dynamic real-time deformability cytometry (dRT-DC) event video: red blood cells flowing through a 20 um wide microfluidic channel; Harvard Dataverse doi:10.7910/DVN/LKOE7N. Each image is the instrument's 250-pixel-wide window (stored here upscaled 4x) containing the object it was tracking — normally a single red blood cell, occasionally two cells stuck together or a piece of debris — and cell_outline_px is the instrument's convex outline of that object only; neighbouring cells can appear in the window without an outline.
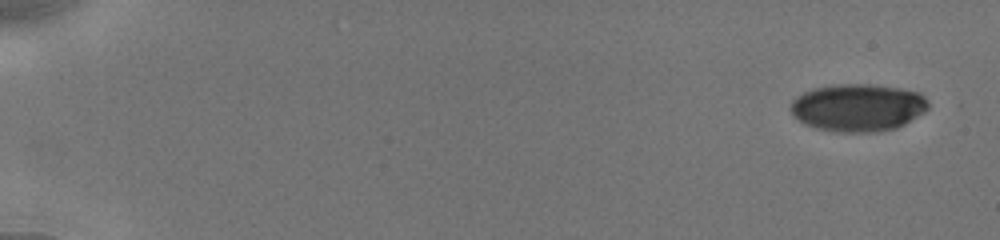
{"species": "human", "species_latin": "Homo sapiens", "temperature_condition": "cold", "stored_images_in_passage": 8, "camera_frame_rate_fps": 3000, "um_per_image_px": 0.085, "donor": {"sex": "male"}, "frame": {"image": 1, "passage_image": 1, "time_ms": 0.0, "image_size_px": [1000, 240], "cell_outline_px": [[928, 108], [924, 112], [904, 124], [896, 128], [876, 132], [836, 132], [816, 128], [804, 124], [792, 116], [788, 108], [792, 100], [796, 96], [804, 92], [816, 88], [840, 84], [872, 84], [900, 88], [920, 92], [928, 100]], "centroid_in_image_um": [72.9, 9.15], "position_along_channel_um": 12.1, "area_um2": 38.44}}
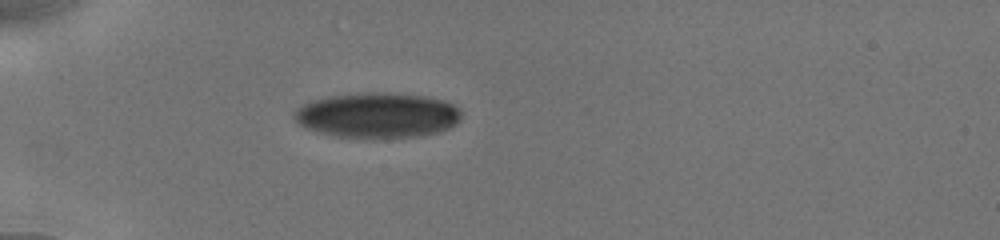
{"frame": {"image": 2, "passage_image": 6, "time_ms": 5.0, "image_size_px": [1000, 240], "cell_outline_px": [[460, 120], [456, 124], [440, 132], [420, 136], [336, 136], [316, 132], [300, 124], [292, 116], [292, 112], [296, 108], [308, 100], [328, 96], [368, 92], [380, 92], [424, 96], [444, 100], [460, 108]], "centroid_in_image_um": [32.05, 9.77], "position_along_channel_um": 52.9, "area_um2": 43.75}}
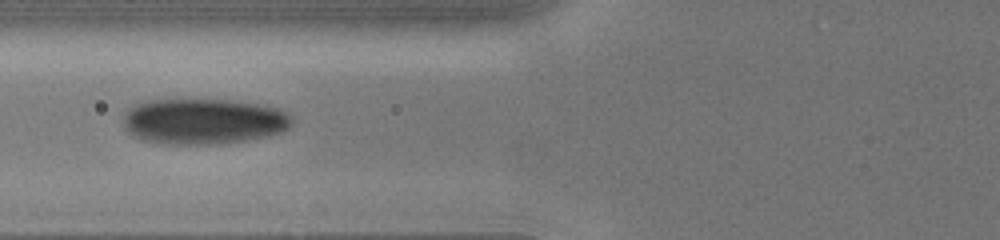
{"frame": {"image": 3, "passage_image": 8, "time_ms": 7.0, "image_size_px": [1000, 240], "cell_outline_px": [[292, 128], [284, 132], [268, 136], [248, 140], [220, 144], [164, 144], [140, 140], [132, 136], [124, 128], [124, 112], [128, 108], [136, 104], [148, 100], [232, 100], [268, 104], [280, 108], [292, 116]], "centroid_in_image_um": [17.35, 10.32], "position_along_channel_um": 108.5, "area_um2": 45.89}}